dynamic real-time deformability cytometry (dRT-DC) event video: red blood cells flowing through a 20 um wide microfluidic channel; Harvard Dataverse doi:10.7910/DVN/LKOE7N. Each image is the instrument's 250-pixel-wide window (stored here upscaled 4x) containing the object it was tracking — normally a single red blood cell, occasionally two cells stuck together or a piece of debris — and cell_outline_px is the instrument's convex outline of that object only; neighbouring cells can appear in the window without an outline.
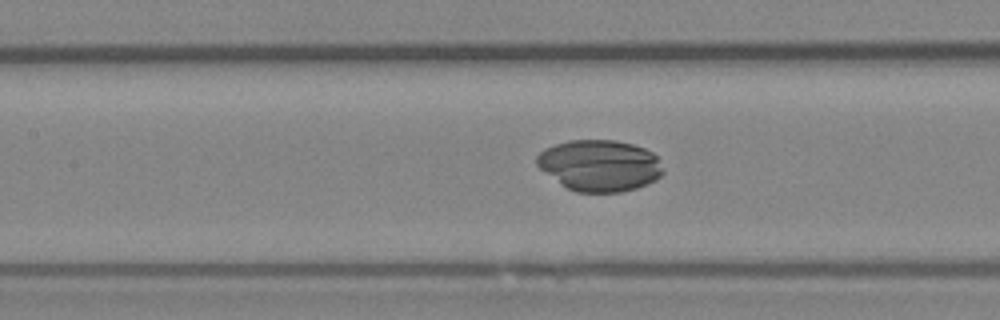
{"species": "Egyptian fruit bat (a non-hibernating species)", "species_latin": "Rousettus aegyptiacus", "temperature_condition": "room temperature", "stored_images_in_passage": 50, "camera_frame_rate_fps": 3000, "um_per_image_px": 0.085, "animal": {"sex": "female"}, "frame": {"image": 1, "passage_image": 22, "time_ms": 7.0, "image_size_px": [1000, 320], "cell_outline_px": [[664, 172], [656, 180], [648, 184], [636, 188], [620, 192], [576, 192], [560, 184], [540, 168], [536, 164], [536, 156], [544, 148], [568, 140], [616, 140], [632, 144], [644, 148], [652, 152], [656, 156]], "centroid_in_image_um": [50.96, 14.06], "position_along_channel_um": 156.4, "area_um2": 37.8}}
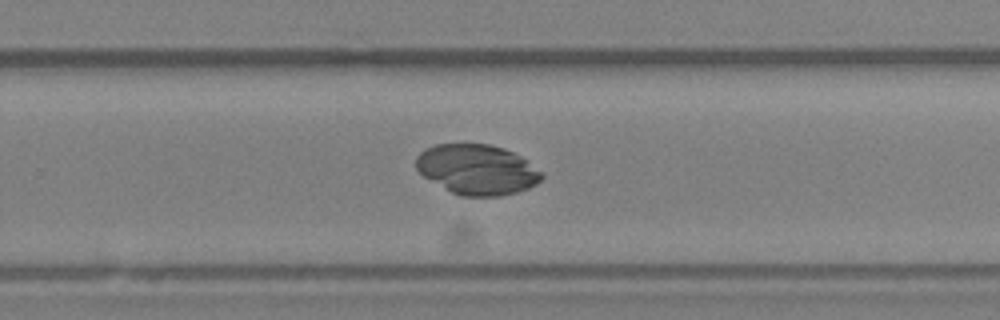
{"frame": {"image": 2, "passage_image": 32, "time_ms": 10.333, "image_size_px": [1000, 320], "cell_outline_px": [[544, 176], [536, 184], [528, 188], [516, 192], [500, 196], [460, 196], [452, 192], [424, 176], [416, 168], [416, 156], [424, 148], [436, 144], [488, 144], [504, 148], [520, 156], [544, 172]], "centroid_in_image_um": [40.56, 14.4], "position_along_channel_um": 289.2, "area_um2": 36.65}}
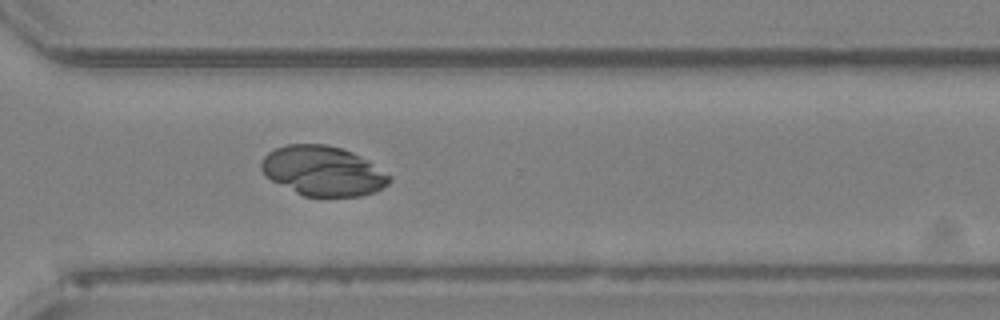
{"frame": {"image": 3, "passage_image": 36, "time_ms": 11.667, "image_size_px": [1000, 320], "cell_outline_px": [[392, 180], [388, 184], [376, 192], [360, 196], [304, 196], [264, 176], [260, 168], [260, 164], [264, 156], [268, 152], [276, 148], [288, 144], [328, 144], [352, 152], [368, 160], [392, 176]], "centroid_in_image_um": [27.46, 14.52], "position_along_channel_um": 343.1, "area_um2": 37.17}}